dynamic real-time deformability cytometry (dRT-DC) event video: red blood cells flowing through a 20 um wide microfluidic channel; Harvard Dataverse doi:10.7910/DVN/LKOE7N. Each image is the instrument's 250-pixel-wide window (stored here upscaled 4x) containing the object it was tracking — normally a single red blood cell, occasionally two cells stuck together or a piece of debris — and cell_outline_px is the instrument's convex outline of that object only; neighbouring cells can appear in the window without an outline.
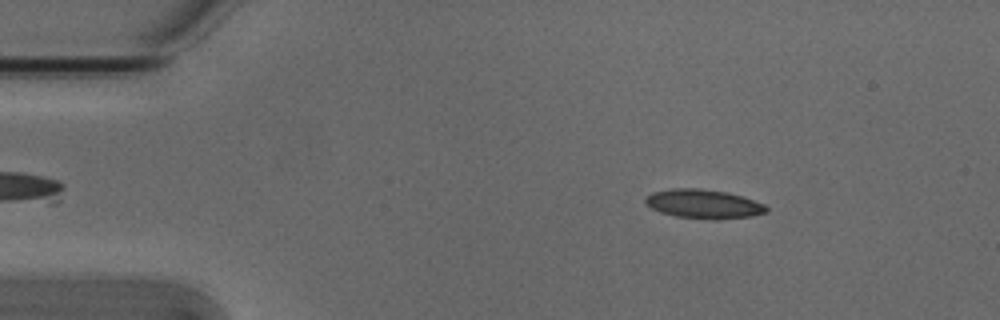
{"species": "Egyptian fruit bat (a non-hibernating species)", "species_latin": "Rousettus aegyptiacus", "temperature_condition": "cold", "stored_images_in_passage": 4, "camera_frame_rate_fps": 3000, "um_per_image_px": 0.085, "animal": {"sex": "male"}, "frame": {"image": 1, "passage_image": 2, "time_ms": 0.333, "image_size_px": [1000, 320], "cell_outline_px": [[768, 212], [752, 216], [716, 220], [676, 216], [660, 212], [644, 204], [644, 200], [652, 192], [672, 188], [700, 188], [728, 192], [744, 196], [764, 204], [768, 208]], "centroid_in_image_um": [59.82, 17.33], "position_along_channel_um": 25.2, "area_um2": 20.69}}